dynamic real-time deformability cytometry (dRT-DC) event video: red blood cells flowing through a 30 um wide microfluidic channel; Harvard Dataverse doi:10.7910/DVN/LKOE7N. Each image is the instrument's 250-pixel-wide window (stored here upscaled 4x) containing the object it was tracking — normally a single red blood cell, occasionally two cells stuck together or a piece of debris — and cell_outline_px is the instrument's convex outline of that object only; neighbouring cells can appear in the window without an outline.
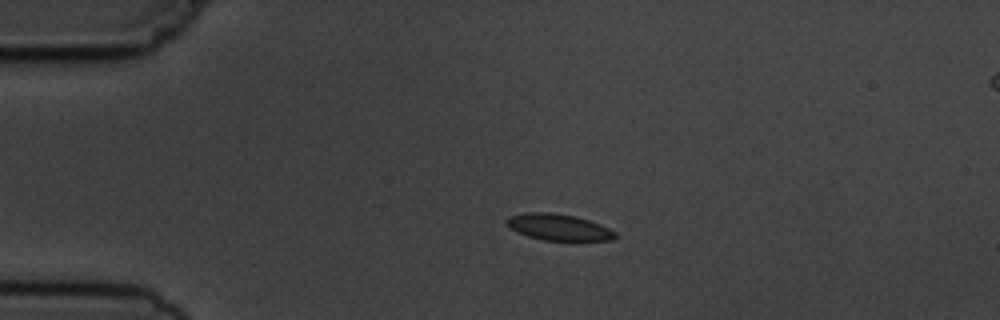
{"species": "common noctule bat (a hibernating species)", "species_latin": "Nyctalus noctula", "temperature_condition": "cold", "stored_images_in_passage": 5, "camera_frame_rate_fps": 3000, "um_per_image_px": 0.085, "animal": {"sex": "male", "body_mass_g": 19.5, "forearm_length_mm": 54.6}, "frame": {"image": 1, "passage_image": 3, "time_ms": 2.333, "image_size_px": [1000, 320], "cell_outline_px": [[616, 236], [612, 240], [544, 240], [528, 236], [516, 232], [508, 228], [504, 220], [508, 216], [528, 212], [548, 212], [576, 216], [600, 224], [616, 232]], "centroid_in_image_um": [47.42, 19.3], "position_along_channel_um": 37.6, "area_um2": 16.7}}